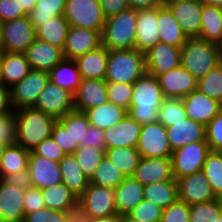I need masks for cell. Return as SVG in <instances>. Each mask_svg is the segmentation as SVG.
I'll return each instance as SVG.
<instances>
[{"mask_svg":"<svg viewBox=\"0 0 222 222\" xmlns=\"http://www.w3.org/2000/svg\"><path fill=\"white\" fill-rule=\"evenodd\" d=\"M4 180L15 187L21 188L22 190H26L33 186L29 169L9 174L4 178Z\"/></svg>","mask_w":222,"mask_h":222,"instance_id":"cell-59","label":"cell"},{"mask_svg":"<svg viewBox=\"0 0 222 222\" xmlns=\"http://www.w3.org/2000/svg\"><path fill=\"white\" fill-rule=\"evenodd\" d=\"M143 194L144 199L165 209L179 199L177 180L174 178L164 182L145 185Z\"/></svg>","mask_w":222,"mask_h":222,"instance_id":"cell-37","label":"cell"},{"mask_svg":"<svg viewBox=\"0 0 222 222\" xmlns=\"http://www.w3.org/2000/svg\"><path fill=\"white\" fill-rule=\"evenodd\" d=\"M144 186L133 177H126L115 189L117 214L130 212L144 199Z\"/></svg>","mask_w":222,"mask_h":222,"instance_id":"cell-29","label":"cell"},{"mask_svg":"<svg viewBox=\"0 0 222 222\" xmlns=\"http://www.w3.org/2000/svg\"><path fill=\"white\" fill-rule=\"evenodd\" d=\"M84 113L87 115L90 125L105 130L120 122L128 114V110L107 101L98 107L86 110Z\"/></svg>","mask_w":222,"mask_h":222,"instance_id":"cell-34","label":"cell"},{"mask_svg":"<svg viewBox=\"0 0 222 222\" xmlns=\"http://www.w3.org/2000/svg\"><path fill=\"white\" fill-rule=\"evenodd\" d=\"M58 121L69 132L73 144H85L86 130L90 127L87 115L84 112L73 110Z\"/></svg>","mask_w":222,"mask_h":222,"instance_id":"cell-42","label":"cell"},{"mask_svg":"<svg viewBox=\"0 0 222 222\" xmlns=\"http://www.w3.org/2000/svg\"><path fill=\"white\" fill-rule=\"evenodd\" d=\"M83 222H120V215L115 214L109 217L96 218V219H79Z\"/></svg>","mask_w":222,"mask_h":222,"instance_id":"cell-63","label":"cell"},{"mask_svg":"<svg viewBox=\"0 0 222 222\" xmlns=\"http://www.w3.org/2000/svg\"><path fill=\"white\" fill-rule=\"evenodd\" d=\"M160 222H190L189 205L178 199L163 209Z\"/></svg>","mask_w":222,"mask_h":222,"instance_id":"cell-52","label":"cell"},{"mask_svg":"<svg viewBox=\"0 0 222 222\" xmlns=\"http://www.w3.org/2000/svg\"><path fill=\"white\" fill-rule=\"evenodd\" d=\"M23 11L28 15L33 9H35L36 0H19Z\"/></svg>","mask_w":222,"mask_h":222,"instance_id":"cell-64","label":"cell"},{"mask_svg":"<svg viewBox=\"0 0 222 222\" xmlns=\"http://www.w3.org/2000/svg\"><path fill=\"white\" fill-rule=\"evenodd\" d=\"M45 207L67 213H77L78 196L75 195L64 183L41 189Z\"/></svg>","mask_w":222,"mask_h":222,"instance_id":"cell-30","label":"cell"},{"mask_svg":"<svg viewBox=\"0 0 222 222\" xmlns=\"http://www.w3.org/2000/svg\"><path fill=\"white\" fill-rule=\"evenodd\" d=\"M16 116V141L27 151H32L50 137L57 121L54 117L33 107L14 110Z\"/></svg>","mask_w":222,"mask_h":222,"instance_id":"cell-2","label":"cell"},{"mask_svg":"<svg viewBox=\"0 0 222 222\" xmlns=\"http://www.w3.org/2000/svg\"><path fill=\"white\" fill-rule=\"evenodd\" d=\"M178 198L188 205L205 203L216 199L203 171L177 179Z\"/></svg>","mask_w":222,"mask_h":222,"instance_id":"cell-15","label":"cell"},{"mask_svg":"<svg viewBox=\"0 0 222 222\" xmlns=\"http://www.w3.org/2000/svg\"><path fill=\"white\" fill-rule=\"evenodd\" d=\"M163 209L153 202L143 199L127 214L141 222H160Z\"/></svg>","mask_w":222,"mask_h":222,"instance_id":"cell-50","label":"cell"},{"mask_svg":"<svg viewBox=\"0 0 222 222\" xmlns=\"http://www.w3.org/2000/svg\"><path fill=\"white\" fill-rule=\"evenodd\" d=\"M132 177L143 186L174 179L171 157H141Z\"/></svg>","mask_w":222,"mask_h":222,"instance_id":"cell-21","label":"cell"},{"mask_svg":"<svg viewBox=\"0 0 222 222\" xmlns=\"http://www.w3.org/2000/svg\"><path fill=\"white\" fill-rule=\"evenodd\" d=\"M141 127V124L127 114L116 125L104 130L106 147H136Z\"/></svg>","mask_w":222,"mask_h":222,"instance_id":"cell-23","label":"cell"},{"mask_svg":"<svg viewBox=\"0 0 222 222\" xmlns=\"http://www.w3.org/2000/svg\"><path fill=\"white\" fill-rule=\"evenodd\" d=\"M30 70L25 53L2 51V82L4 87L11 88L24 79Z\"/></svg>","mask_w":222,"mask_h":222,"instance_id":"cell-31","label":"cell"},{"mask_svg":"<svg viewBox=\"0 0 222 222\" xmlns=\"http://www.w3.org/2000/svg\"><path fill=\"white\" fill-rule=\"evenodd\" d=\"M2 30H3V22H2V20L0 19V42H1Z\"/></svg>","mask_w":222,"mask_h":222,"instance_id":"cell-71","label":"cell"},{"mask_svg":"<svg viewBox=\"0 0 222 222\" xmlns=\"http://www.w3.org/2000/svg\"><path fill=\"white\" fill-rule=\"evenodd\" d=\"M62 183L78 197L88 187L89 178L81 171L73 155H66L59 162Z\"/></svg>","mask_w":222,"mask_h":222,"instance_id":"cell-36","label":"cell"},{"mask_svg":"<svg viewBox=\"0 0 222 222\" xmlns=\"http://www.w3.org/2000/svg\"><path fill=\"white\" fill-rule=\"evenodd\" d=\"M35 39L36 30L28 15L13 19L3 23L0 50L25 53Z\"/></svg>","mask_w":222,"mask_h":222,"instance_id":"cell-10","label":"cell"},{"mask_svg":"<svg viewBox=\"0 0 222 222\" xmlns=\"http://www.w3.org/2000/svg\"><path fill=\"white\" fill-rule=\"evenodd\" d=\"M85 144H80L79 147L92 146L95 149L106 150V140L104 136V130L98 127L90 125L86 130Z\"/></svg>","mask_w":222,"mask_h":222,"instance_id":"cell-58","label":"cell"},{"mask_svg":"<svg viewBox=\"0 0 222 222\" xmlns=\"http://www.w3.org/2000/svg\"><path fill=\"white\" fill-rule=\"evenodd\" d=\"M157 27V7L137 10L135 49L145 54L160 43Z\"/></svg>","mask_w":222,"mask_h":222,"instance_id":"cell-16","label":"cell"},{"mask_svg":"<svg viewBox=\"0 0 222 222\" xmlns=\"http://www.w3.org/2000/svg\"><path fill=\"white\" fill-rule=\"evenodd\" d=\"M28 169L34 187L49 188L62 183L59 162L38 156L30 151Z\"/></svg>","mask_w":222,"mask_h":222,"instance_id":"cell-22","label":"cell"},{"mask_svg":"<svg viewBox=\"0 0 222 222\" xmlns=\"http://www.w3.org/2000/svg\"><path fill=\"white\" fill-rule=\"evenodd\" d=\"M216 199L219 203L220 211H221V215H222V195L218 196Z\"/></svg>","mask_w":222,"mask_h":222,"instance_id":"cell-68","label":"cell"},{"mask_svg":"<svg viewBox=\"0 0 222 222\" xmlns=\"http://www.w3.org/2000/svg\"><path fill=\"white\" fill-rule=\"evenodd\" d=\"M176 1H182V0H163L165 6H166L168 3H173V2H176Z\"/></svg>","mask_w":222,"mask_h":222,"instance_id":"cell-69","label":"cell"},{"mask_svg":"<svg viewBox=\"0 0 222 222\" xmlns=\"http://www.w3.org/2000/svg\"><path fill=\"white\" fill-rule=\"evenodd\" d=\"M136 149L145 158L171 157L166 127L160 122L142 125Z\"/></svg>","mask_w":222,"mask_h":222,"instance_id":"cell-11","label":"cell"},{"mask_svg":"<svg viewBox=\"0 0 222 222\" xmlns=\"http://www.w3.org/2000/svg\"><path fill=\"white\" fill-rule=\"evenodd\" d=\"M25 55L30 69L49 72L63 59V50L49 43L38 40L27 48Z\"/></svg>","mask_w":222,"mask_h":222,"instance_id":"cell-25","label":"cell"},{"mask_svg":"<svg viewBox=\"0 0 222 222\" xmlns=\"http://www.w3.org/2000/svg\"><path fill=\"white\" fill-rule=\"evenodd\" d=\"M69 27L64 15L56 16L35 29L36 38L63 50Z\"/></svg>","mask_w":222,"mask_h":222,"instance_id":"cell-35","label":"cell"},{"mask_svg":"<svg viewBox=\"0 0 222 222\" xmlns=\"http://www.w3.org/2000/svg\"><path fill=\"white\" fill-rule=\"evenodd\" d=\"M108 101L106 81L99 79H82L74 95V110L85 112Z\"/></svg>","mask_w":222,"mask_h":222,"instance_id":"cell-24","label":"cell"},{"mask_svg":"<svg viewBox=\"0 0 222 222\" xmlns=\"http://www.w3.org/2000/svg\"><path fill=\"white\" fill-rule=\"evenodd\" d=\"M200 39L222 47V8L203 3Z\"/></svg>","mask_w":222,"mask_h":222,"instance_id":"cell-32","label":"cell"},{"mask_svg":"<svg viewBox=\"0 0 222 222\" xmlns=\"http://www.w3.org/2000/svg\"><path fill=\"white\" fill-rule=\"evenodd\" d=\"M72 155L81 171L90 179L105 157V150L95 149L92 146L79 147Z\"/></svg>","mask_w":222,"mask_h":222,"instance_id":"cell-44","label":"cell"},{"mask_svg":"<svg viewBox=\"0 0 222 222\" xmlns=\"http://www.w3.org/2000/svg\"><path fill=\"white\" fill-rule=\"evenodd\" d=\"M50 81L73 95L81 84V75L74 59L64 58L49 71Z\"/></svg>","mask_w":222,"mask_h":222,"instance_id":"cell-33","label":"cell"},{"mask_svg":"<svg viewBox=\"0 0 222 222\" xmlns=\"http://www.w3.org/2000/svg\"><path fill=\"white\" fill-rule=\"evenodd\" d=\"M209 152L207 141L189 143L172 151L171 161L174 178L177 180L202 171Z\"/></svg>","mask_w":222,"mask_h":222,"instance_id":"cell-8","label":"cell"},{"mask_svg":"<svg viewBox=\"0 0 222 222\" xmlns=\"http://www.w3.org/2000/svg\"><path fill=\"white\" fill-rule=\"evenodd\" d=\"M33 108L58 120L74 110V95L49 81Z\"/></svg>","mask_w":222,"mask_h":222,"instance_id":"cell-12","label":"cell"},{"mask_svg":"<svg viewBox=\"0 0 222 222\" xmlns=\"http://www.w3.org/2000/svg\"><path fill=\"white\" fill-rule=\"evenodd\" d=\"M108 101L129 110L133 92V84L106 82Z\"/></svg>","mask_w":222,"mask_h":222,"instance_id":"cell-48","label":"cell"},{"mask_svg":"<svg viewBox=\"0 0 222 222\" xmlns=\"http://www.w3.org/2000/svg\"><path fill=\"white\" fill-rule=\"evenodd\" d=\"M105 156L126 176L132 177L141 158L136 147L106 148Z\"/></svg>","mask_w":222,"mask_h":222,"instance_id":"cell-39","label":"cell"},{"mask_svg":"<svg viewBox=\"0 0 222 222\" xmlns=\"http://www.w3.org/2000/svg\"><path fill=\"white\" fill-rule=\"evenodd\" d=\"M129 7L133 9L156 8L164 5L163 0H128Z\"/></svg>","mask_w":222,"mask_h":222,"instance_id":"cell-62","label":"cell"},{"mask_svg":"<svg viewBox=\"0 0 222 222\" xmlns=\"http://www.w3.org/2000/svg\"><path fill=\"white\" fill-rule=\"evenodd\" d=\"M165 98L182 99L197 89L198 80L182 65L157 77Z\"/></svg>","mask_w":222,"mask_h":222,"instance_id":"cell-14","label":"cell"},{"mask_svg":"<svg viewBox=\"0 0 222 222\" xmlns=\"http://www.w3.org/2000/svg\"><path fill=\"white\" fill-rule=\"evenodd\" d=\"M49 81V72L31 69L24 79L9 88L13 110L34 107Z\"/></svg>","mask_w":222,"mask_h":222,"instance_id":"cell-9","label":"cell"},{"mask_svg":"<svg viewBox=\"0 0 222 222\" xmlns=\"http://www.w3.org/2000/svg\"><path fill=\"white\" fill-rule=\"evenodd\" d=\"M4 148H5V146L0 144V162H1L2 153H3Z\"/></svg>","mask_w":222,"mask_h":222,"instance_id":"cell-70","label":"cell"},{"mask_svg":"<svg viewBox=\"0 0 222 222\" xmlns=\"http://www.w3.org/2000/svg\"><path fill=\"white\" fill-rule=\"evenodd\" d=\"M137 9L131 7L106 18L101 45L108 50L135 49Z\"/></svg>","mask_w":222,"mask_h":222,"instance_id":"cell-4","label":"cell"},{"mask_svg":"<svg viewBox=\"0 0 222 222\" xmlns=\"http://www.w3.org/2000/svg\"><path fill=\"white\" fill-rule=\"evenodd\" d=\"M16 141V116L14 111L0 115V144L7 146Z\"/></svg>","mask_w":222,"mask_h":222,"instance_id":"cell-53","label":"cell"},{"mask_svg":"<svg viewBox=\"0 0 222 222\" xmlns=\"http://www.w3.org/2000/svg\"><path fill=\"white\" fill-rule=\"evenodd\" d=\"M206 141L210 151L222 150V109L221 111L205 126Z\"/></svg>","mask_w":222,"mask_h":222,"instance_id":"cell-51","label":"cell"},{"mask_svg":"<svg viewBox=\"0 0 222 222\" xmlns=\"http://www.w3.org/2000/svg\"><path fill=\"white\" fill-rule=\"evenodd\" d=\"M45 208V202L41 189L29 187L24 194V212L25 214Z\"/></svg>","mask_w":222,"mask_h":222,"instance_id":"cell-57","label":"cell"},{"mask_svg":"<svg viewBox=\"0 0 222 222\" xmlns=\"http://www.w3.org/2000/svg\"><path fill=\"white\" fill-rule=\"evenodd\" d=\"M204 4L222 8V0H201Z\"/></svg>","mask_w":222,"mask_h":222,"instance_id":"cell-65","label":"cell"},{"mask_svg":"<svg viewBox=\"0 0 222 222\" xmlns=\"http://www.w3.org/2000/svg\"><path fill=\"white\" fill-rule=\"evenodd\" d=\"M218 222H222V215H221L220 218L218 219Z\"/></svg>","mask_w":222,"mask_h":222,"instance_id":"cell-73","label":"cell"},{"mask_svg":"<svg viewBox=\"0 0 222 222\" xmlns=\"http://www.w3.org/2000/svg\"><path fill=\"white\" fill-rule=\"evenodd\" d=\"M145 73V54L136 49L109 50L106 82L133 84Z\"/></svg>","mask_w":222,"mask_h":222,"instance_id":"cell-5","label":"cell"},{"mask_svg":"<svg viewBox=\"0 0 222 222\" xmlns=\"http://www.w3.org/2000/svg\"><path fill=\"white\" fill-rule=\"evenodd\" d=\"M3 85L2 82V51L0 50V86Z\"/></svg>","mask_w":222,"mask_h":222,"instance_id":"cell-67","label":"cell"},{"mask_svg":"<svg viewBox=\"0 0 222 222\" xmlns=\"http://www.w3.org/2000/svg\"><path fill=\"white\" fill-rule=\"evenodd\" d=\"M187 118L206 126L222 109V103L198 89L182 98Z\"/></svg>","mask_w":222,"mask_h":222,"instance_id":"cell-20","label":"cell"},{"mask_svg":"<svg viewBox=\"0 0 222 222\" xmlns=\"http://www.w3.org/2000/svg\"><path fill=\"white\" fill-rule=\"evenodd\" d=\"M166 130L172 151L189 143L206 141L205 126L190 118L172 123V126L166 127Z\"/></svg>","mask_w":222,"mask_h":222,"instance_id":"cell-26","label":"cell"},{"mask_svg":"<svg viewBox=\"0 0 222 222\" xmlns=\"http://www.w3.org/2000/svg\"><path fill=\"white\" fill-rule=\"evenodd\" d=\"M202 171L215 196L222 195V154L219 151H210L206 156Z\"/></svg>","mask_w":222,"mask_h":222,"instance_id":"cell-43","label":"cell"},{"mask_svg":"<svg viewBox=\"0 0 222 222\" xmlns=\"http://www.w3.org/2000/svg\"><path fill=\"white\" fill-rule=\"evenodd\" d=\"M222 47L200 39L188 38L181 47V65L197 80L220 64Z\"/></svg>","mask_w":222,"mask_h":222,"instance_id":"cell-3","label":"cell"},{"mask_svg":"<svg viewBox=\"0 0 222 222\" xmlns=\"http://www.w3.org/2000/svg\"><path fill=\"white\" fill-rule=\"evenodd\" d=\"M157 27L161 43L181 48L188 40L178 21L165 5L157 7Z\"/></svg>","mask_w":222,"mask_h":222,"instance_id":"cell-28","label":"cell"},{"mask_svg":"<svg viewBox=\"0 0 222 222\" xmlns=\"http://www.w3.org/2000/svg\"><path fill=\"white\" fill-rule=\"evenodd\" d=\"M181 65V48L158 43L145 53L146 73L158 77Z\"/></svg>","mask_w":222,"mask_h":222,"instance_id":"cell-13","label":"cell"},{"mask_svg":"<svg viewBox=\"0 0 222 222\" xmlns=\"http://www.w3.org/2000/svg\"><path fill=\"white\" fill-rule=\"evenodd\" d=\"M188 38L198 37L201 29V0H182L166 5Z\"/></svg>","mask_w":222,"mask_h":222,"instance_id":"cell-17","label":"cell"},{"mask_svg":"<svg viewBox=\"0 0 222 222\" xmlns=\"http://www.w3.org/2000/svg\"><path fill=\"white\" fill-rule=\"evenodd\" d=\"M187 118L182 99L165 98L158 112V122L165 127L172 126Z\"/></svg>","mask_w":222,"mask_h":222,"instance_id":"cell-45","label":"cell"},{"mask_svg":"<svg viewBox=\"0 0 222 222\" xmlns=\"http://www.w3.org/2000/svg\"><path fill=\"white\" fill-rule=\"evenodd\" d=\"M13 108L10 102V89L0 86V115L4 113L13 112Z\"/></svg>","mask_w":222,"mask_h":222,"instance_id":"cell-61","label":"cell"},{"mask_svg":"<svg viewBox=\"0 0 222 222\" xmlns=\"http://www.w3.org/2000/svg\"><path fill=\"white\" fill-rule=\"evenodd\" d=\"M117 214L114 189L92 183L78 197L77 219L104 218Z\"/></svg>","mask_w":222,"mask_h":222,"instance_id":"cell-6","label":"cell"},{"mask_svg":"<svg viewBox=\"0 0 222 222\" xmlns=\"http://www.w3.org/2000/svg\"><path fill=\"white\" fill-rule=\"evenodd\" d=\"M109 50L101 45L74 59L82 79L104 80Z\"/></svg>","mask_w":222,"mask_h":222,"instance_id":"cell-27","label":"cell"},{"mask_svg":"<svg viewBox=\"0 0 222 222\" xmlns=\"http://www.w3.org/2000/svg\"><path fill=\"white\" fill-rule=\"evenodd\" d=\"M120 222H141V221H138L130 217L128 214H123V215H120Z\"/></svg>","mask_w":222,"mask_h":222,"instance_id":"cell-66","label":"cell"},{"mask_svg":"<svg viewBox=\"0 0 222 222\" xmlns=\"http://www.w3.org/2000/svg\"><path fill=\"white\" fill-rule=\"evenodd\" d=\"M190 222H218L221 216L217 199L189 205Z\"/></svg>","mask_w":222,"mask_h":222,"instance_id":"cell-47","label":"cell"},{"mask_svg":"<svg viewBox=\"0 0 222 222\" xmlns=\"http://www.w3.org/2000/svg\"><path fill=\"white\" fill-rule=\"evenodd\" d=\"M32 152L38 156L56 162H60L66 156L64 151L54 142L51 136L37 145Z\"/></svg>","mask_w":222,"mask_h":222,"instance_id":"cell-55","label":"cell"},{"mask_svg":"<svg viewBox=\"0 0 222 222\" xmlns=\"http://www.w3.org/2000/svg\"><path fill=\"white\" fill-rule=\"evenodd\" d=\"M30 152L18 144L5 146L0 162V178L28 169Z\"/></svg>","mask_w":222,"mask_h":222,"instance_id":"cell-38","label":"cell"},{"mask_svg":"<svg viewBox=\"0 0 222 222\" xmlns=\"http://www.w3.org/2000/svg\"><path fill=\"white\" fill-rule=\"evenodd\" d=\"M99 46H101V33L99 31L70 26L63 48V56L64 58L75 59L97 49Z\"/></svg>","mask_w":222,"mask_h":222,"instance_id":"cell-19","label":"cell"},{"mask_svg":"<svg viewBox=\"0 0 222 222\" xmlns=\"http://www.w3.org/2000/svg\"><path fill=\"white\" fill-rule=\"evenodd\" d=\"M72 222H83V221H81V220H79L77 218H74Z\"/></svg>","mask_w":222,"mask_h":222,"instance_id":"cell-72","label":"cell"},{"mask_svg":"<svg viewBox=\"0 0 222 222\" xmlns=\"http://www.w3.org/2000/svg\"><path fill=\"white\" fill-rule=\"evenodd\" d=\"M197 89L206 96L222 103V65L212 68L197 82Z\"/></svg>","mask_w":222,"mask_h":222,"instance_id":"cell-46","label":"cell"},{"mask_svg":"<svg viewBox=\"0 0 222 222\" xmlns=\"http://www.w3.org/2000/svg\"><path fill=\"white\" fill-rule=\"evenodd\" d=\"M125 178L126 176L105 156L89 179V183L115 189Z\"/></svg>","mask_w":222,"mask_h":222,"instance_id":"cell-40","label":"cell"},{"mask_svg":"<svg viewBox=\"0 0 222 222\" xmlns=\"http://www.w3.org/2000/svg\"><path fill=\"white\" fill-rule=\"evenodd\" d=\"M26 15L19 0H0V19L3 23Z\"/></svg>","mask_w":222,"mask_h":222,"instance_id":"cell-56","label":"cell"},{"mask_svg":"<svg viewBox=\"0 0 222 222\" xmlns=\"http://www.w3.org/2000/svg\"><path fill=\"white\" fill-rule=\"evenodd\" d=\"M76 215L77 213H67L45 207L25 214L23 222H72Z\"/></svg>","mask_w":222,"mask_h":222,"instance_id":"cell-49","label":"cell"},{"mask_svg":"<svg viewBox=\"0 0 222 222\" xmlns=\"http://www.w3.org/2000/svg\"><path fill=\"white\" fill-rule=\"evenodd\" d=\"M25 190L0 178V222H23Z\"/></svg>","mask_w":222,"mask_h":222,"instance_id":"cell-18","label":"cell"},{"mask_svg":"<svg viewBox=\"0 0 222 222\" xmlns=\"http://www.w3.org/2000/svg\"><path fill=\"white\" fill-rule=\"evenodd\" d=\"M100 4L105 18L129 8L128 0H100Z\"/></svg>","mask_w":222,"mask_h":222,"instance_id":"cell-60","label":"cell"},{"mask_svg":"<svg viewBox=\"0 0 222 222\" xmlns=\"http://www.w3.org/2000/svg\"><path fill=\"white\" fill-rule=\"evenodd\" d=\"M64 17L70 26L102 33L106 18L100 0H66Z\"/></svg>","mask_w":222,"mask_h":222,"instance_id":"cell-7","label":"cell"},{"mask_svg":"<svg viewBox=\"0 0 222 222\" xmlns=\"http://www.w3.org/2000/svg\"><path fill=\"white\" fill-rule=\"evenodd\" d=\"M66 0H36L35 9L28 17L36 29L42 24L56 16L64 15Z\"/></svg>","mask_w":222,"mask_h":222,"instance_id":"cell-41","label":"cell"},{"mask_svg":"<svg viewBox=\"0 0 222 222\" xmlns=\"http://www.w3.org/2000/svg\"><path fill=\"white\" fill-rule=\"evenodd\" d=\"M51 137L66 155H72L79 148L78 144H73L69 132L58 120L53 127Z\"/></svg>","mask_w":222,"mask_h":222,"instance_id":"cell-54","label":"cell"},{"mask_svg":"<svg viewBox=\"0 0 222 222\" xmlns=\"http://www.w3.org/2000/svg\"><path fill=\"white\" fill-rule=\"evenodd\" d=\"M165 97L157 77L145 73L133 83L128 114L139 124L158 122V112Z\"/></svg>","mask_w":222,"mask_h":222,"instance_id":"cell-1","label":"cell"}]
</instances>
